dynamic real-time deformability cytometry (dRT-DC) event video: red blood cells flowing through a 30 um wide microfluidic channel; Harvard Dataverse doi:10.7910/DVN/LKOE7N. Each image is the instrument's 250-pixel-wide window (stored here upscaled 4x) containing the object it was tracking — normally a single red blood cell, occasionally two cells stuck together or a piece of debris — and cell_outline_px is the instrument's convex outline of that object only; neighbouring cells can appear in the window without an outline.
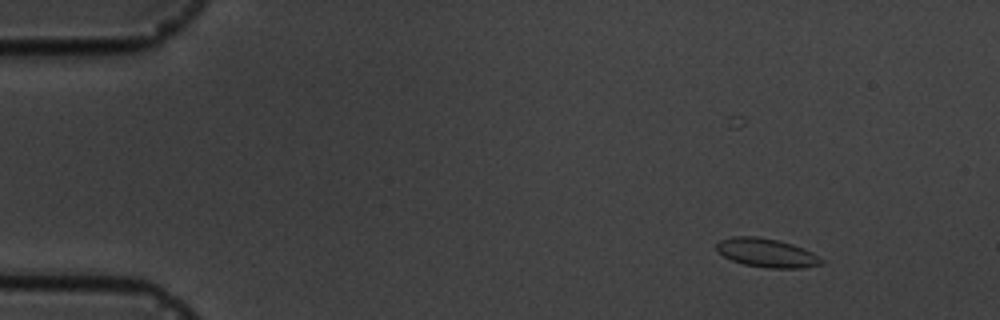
{"species": "common noctule bat (a hibernating species)", "species_latin": "Nyctalus noctula", "temperature_condition": "cold", "stored_images_in_passage": 3, "camera_frame_rate_fps": 3000, "um_per_image_px": 0.085, "animal": {"sex": "male", "body_mass_g": 19.5, "forearm_length_mm": 54.6}, "frame": {"image": 1, "passage_image": 1, "time_ms": 0.0, "image_size_px": [1000, 320], "cell_outline_px": [[824, 264], [800, 268], [768, 268], [744, 264], [732, 260], [716, 252], [716, 244], [720, 240], [732, 236], [756, 236], [776, 240], [792, 244], [804, 248], [820, 256], [824, 260]], "centroid_in_image_um": [65.17, 21.49], "position_along_channel_um": 19.8, "area_um2": 17.69}}